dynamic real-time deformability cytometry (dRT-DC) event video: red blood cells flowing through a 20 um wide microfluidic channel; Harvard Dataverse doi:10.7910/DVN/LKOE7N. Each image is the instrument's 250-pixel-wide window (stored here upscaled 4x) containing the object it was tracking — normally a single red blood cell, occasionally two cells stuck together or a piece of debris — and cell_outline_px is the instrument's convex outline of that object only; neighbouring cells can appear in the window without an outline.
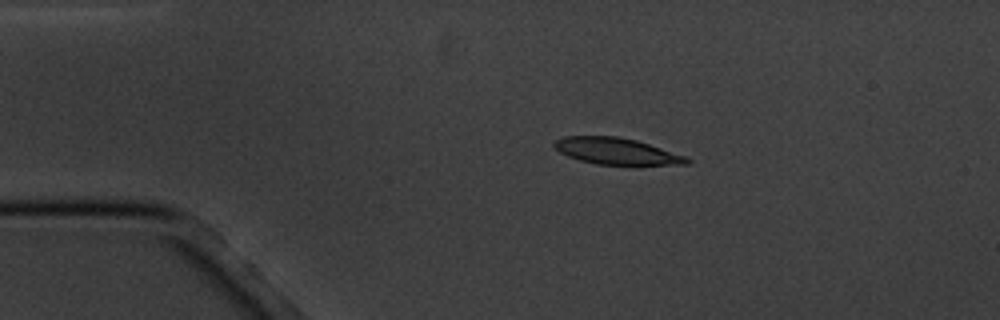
{"species": "common noctule bat (a hibernating species)", "species_latin": "Nyctalus noctula", "temperature_condition": "cold", "stored_images_in_passage": 13, "camera_frame_rate_fps": 3000, "um_per_image_px": 0.085, "animal": {"sex": "male", "body_mass_g": 20.1, "forearm_length_mm": 53.5}, "frame": {"image": 1, "passage_image": 1, "time_ms": 0.0, "image_size_px": [1000, 320], "cell_outline_px": [[692, 160], [688, 164], [596, 164], [580, 160], [568, 156], [560, 152], [552, 144], [552, 140], [564, 136], [616, 136], [636, 140], [684, 156]], "centroid_in_image_um": [52.32, 12.83], "position_along_channel_um": 32.7, "area_um2": 20.11}}
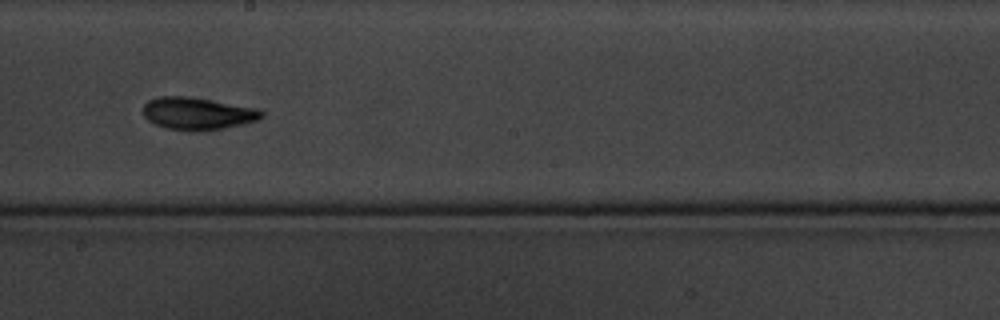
{"frame": {"image": 2, "passage_image": 7, "time_ms": 7.0, "image_size_px": [1000, 320], "cell_outline_px": [[264, 116], [256, 120], [244, 124], [224, 128], [164, 128], [148, 120], [144, 116], [144, 104], [148, 100], [156, 96], [184, 96], [256, 108], [264, 112]], "centroid_in_image_um": [16.77, 9.61], "position_along_channel_um": 231.4, "area_um2": 21.39}}
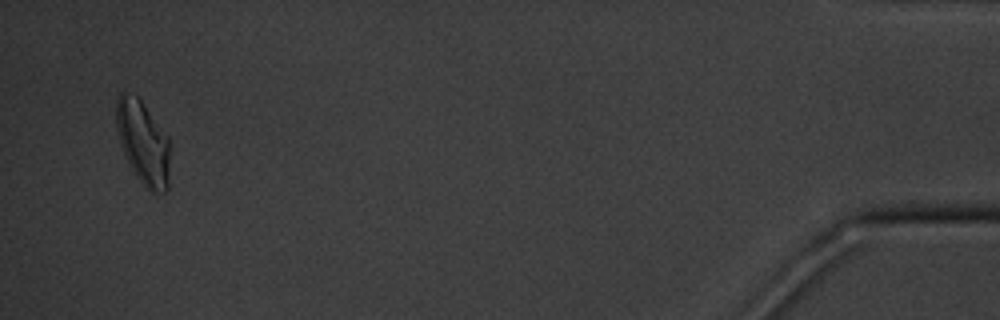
{"frame": {"image": 3, "passage_image": 13, "time_ms": 15.0, "image_size_px": [1000, 320], "cell_outline_px": [[168, 188], [164, 192], [148, 192], [144, 188], [132, 172], [124, 156], [120, 144], [116, 128], [116, 100], [120, 92], [124, 92], [136, 96], [140, 100], [168, 136]], "centroid_in_image_um": [12.12, 12.16], "position_along_channel_um": 423.1, "area_um2": 26.24}, "authors_computed_cell_mechanics": {"area_um2": 21.3282, "velocity_mm_per_s": 3.4272, "shape_relaxation_time_tau1_ms": 3.648, "shape_relaxation_time_tau2_ms": 2.9703, "deformation_change_tau1": 0.1429, "deformation_change_tau2": 0.1131}}